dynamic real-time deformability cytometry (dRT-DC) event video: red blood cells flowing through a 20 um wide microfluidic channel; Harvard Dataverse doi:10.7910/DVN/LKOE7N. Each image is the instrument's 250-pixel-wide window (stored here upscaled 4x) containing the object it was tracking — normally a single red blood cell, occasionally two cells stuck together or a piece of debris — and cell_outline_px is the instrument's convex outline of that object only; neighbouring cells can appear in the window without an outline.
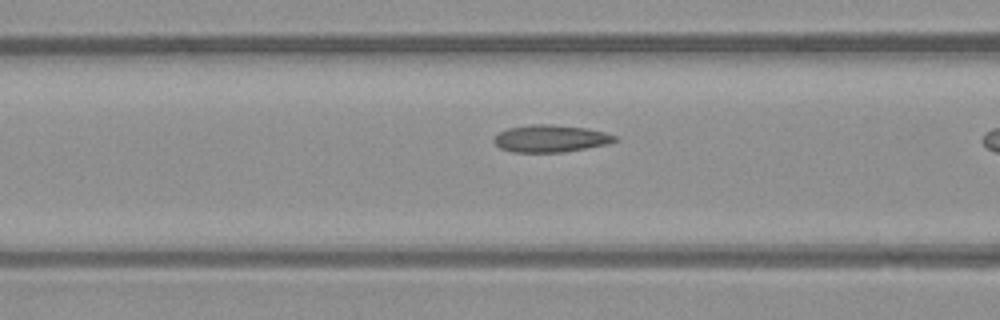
{"species": "common noctule bat (a hibernating species)", "species_latin": "Nyctalus noctula", "temperature_condition": "warm", "stored_images_in_passage": 5, "camera_frame_rate_fps": 3000, "um_per_image_px": 0.085, "animal": {"sex": "male", "body_mass_g": 23.1, "forearm_length_mm": 52.7}, "frame": {"image": 1, "passage_image": 4, "time_ms": 1.0, "image_size_px": [1000, 320], "cell_outline_px": [[620, 140], [608, 144], [564, 152], [512, 152], [500, 148], [492, 140], [500, 132], [508, 128], [532, 124], [552, 124], [588, 128], [604, 132], [616, 136]], "centroid_in_image_um": [46.83, 11.77], "position_along_channel_um": 119.8, "area_um2": 19.25}}